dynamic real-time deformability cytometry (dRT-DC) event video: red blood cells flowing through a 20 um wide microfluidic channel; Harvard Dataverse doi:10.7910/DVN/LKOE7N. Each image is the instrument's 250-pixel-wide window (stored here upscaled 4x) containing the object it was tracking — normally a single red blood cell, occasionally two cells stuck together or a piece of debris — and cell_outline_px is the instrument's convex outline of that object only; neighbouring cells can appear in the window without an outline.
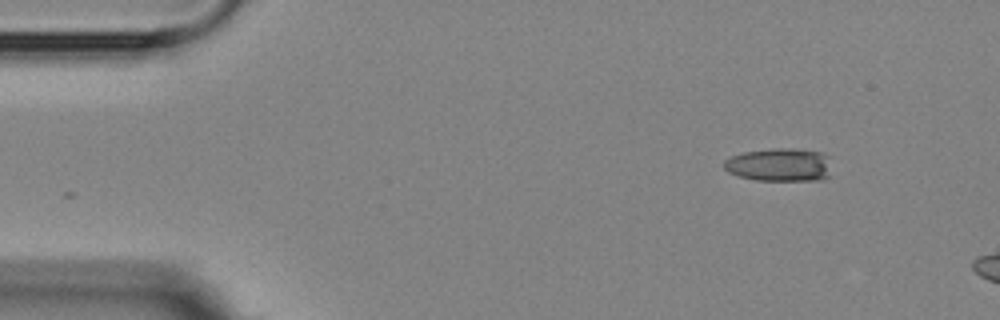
{"species": "Egyptian fruit bat (a non-hibernating species)", "species_latin": "Rousettus aegyptiacus", "temperature_condition": "room temperature", "stored_images_in_passage": 2, "camera_frame_rate_fps": 3000, "um_per_image_px": 0.085, "animal": {"sex": "female"}, "frame": {"image": 1, "passage_image": 2, "time_ms": 1.333, "image_size_px": [1000, 320], "cell_outline_px": [[828, 176], [824, 180], [756, 180], [740, 176], [728, 172], [724, 168], [724, 160], [732, 156], [744, 152], [772, 148], [792, 148], [820, 152], [828, 156]], "centroid_in_image_um": [66.24, 14.0], "position_along_channel_um": 18.8, "area_um2": 20.69}}